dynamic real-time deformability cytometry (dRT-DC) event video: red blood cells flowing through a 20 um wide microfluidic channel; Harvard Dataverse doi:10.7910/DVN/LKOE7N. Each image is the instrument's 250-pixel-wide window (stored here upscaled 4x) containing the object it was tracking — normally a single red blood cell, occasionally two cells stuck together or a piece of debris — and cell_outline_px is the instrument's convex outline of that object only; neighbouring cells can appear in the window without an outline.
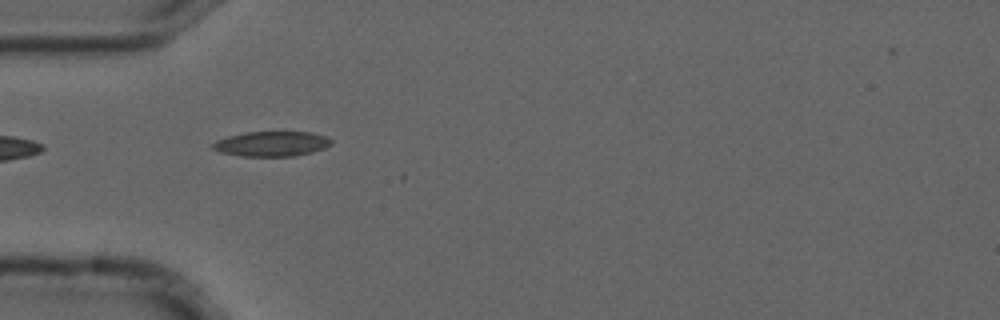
{"species": "common noctule bat (a hibernating species)", "species_latin": "Nyctalus noctula", "temperature_condition": "cold", "stored_images_in_passage": 10, "camera_frame_rate_fps": 3000, "um_per_image_px": 0.085, "animal": {"sex": "male", "forearm_length_mm": 52.5}, "frame": {"image": 1, "passage_image": 4, "time_ms": 1.0, "image_size_px": [1000, 320], "cell_outline_px": [[332, 144], [324, 148], [312, 152], [292, 156], [240, 156], [220, 152], [212, 148], [212, 144], [216, 140], [228, 136], [244, 132], [312, 132], [328, 136], [332, 140]], "centroid_in_image_um": [23.1, 12.22], "position_along_channel_um": 61.9, "area_um2": 17.34}}
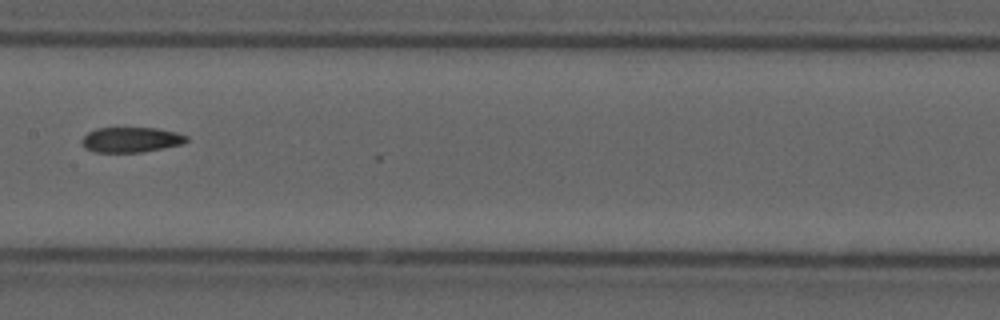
{"frame": {"image": 2, "passage_image": 7, "time_ms": 2.0, "image_size_px": [1000, 320], "cell_outline_px": [[188, 140], [184, 144], [164, 148], [140, 152], [92, 152], [84, 148], [80, 140], [88, 132], [96, 128], [156, 128], [176, 132], [188, 136]], "centroid_in_image_um": [11.13, 11.88], "position_along_channel_um": 196.3, "area_um2": 15.49}}
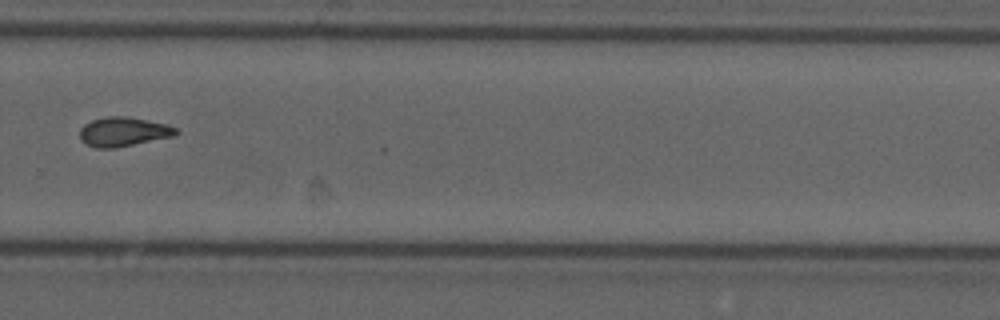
{"frame": {"image": 3, "passage_image": 10, "time_ms": 3.0, "image_size_px": [1000, 320], "cell_outline_px": [[180, 132], [172, 136], [116, 148], [96, 148], [84, 144], [80, 140], [80, 128], [84, 124], [92, 120], [108, 116], [124, 116], [168, 124], [180, 128]], "centroid_in_image_um": [10.48, 11.2], "position_along_channel_um": 319.3, "area_um2": 16.53}}